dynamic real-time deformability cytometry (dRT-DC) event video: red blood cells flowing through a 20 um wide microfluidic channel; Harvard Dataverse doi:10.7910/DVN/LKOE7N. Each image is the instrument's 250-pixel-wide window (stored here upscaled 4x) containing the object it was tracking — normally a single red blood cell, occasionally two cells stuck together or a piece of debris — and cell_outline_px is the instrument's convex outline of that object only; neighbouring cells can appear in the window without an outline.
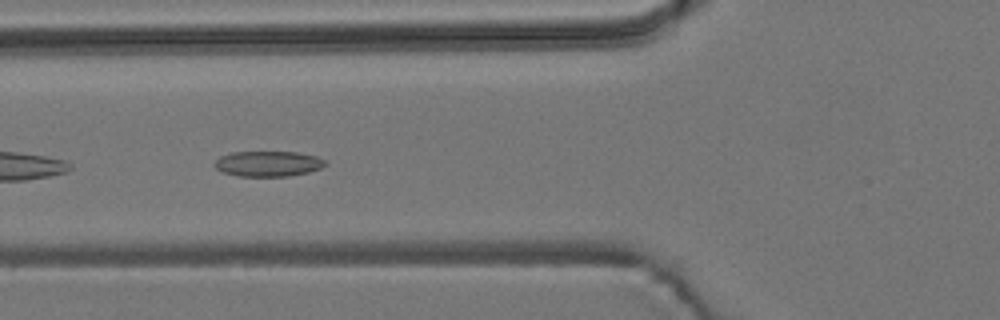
{"species": "common noctule bat (a hibernating species)", "species_latin": "Nyctalus noctula", "temperature_condition": "room temperature", "stored_images_in_passage": 18, "camera_frame_rate_fps": 3000, "um_per_image_px": 0.085, "animal": {"sex": "male", "body_mass_g": 19.2, "forearm_length_mm": 51.8}, "frame": {"image": 1, "passage_image": 6, "time_ms": 1.667, "image_size_px": [1000, 320], "cell_outline_px": [[328, 164], [320, 168], [308, 172], [288, 176], [236, 176], [224, 172], [216, 168], [212, 164], [220, 156], [232, 152], [296, 152], [316, 156], [328, 160]], "centroid_in_image_um": [22.8, 13.91], "position_along_channel_um": 103.0, "area_um2": 16.47}}
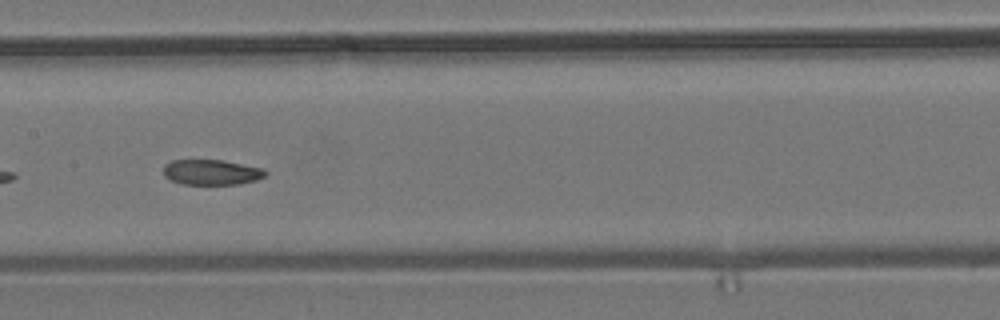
{"frame": {"image": 2, "passage_image": 13, "time_ms": 4.0, "image_size_px": [1000, 320], "cell_outline_px": [[268, 172], [264, 176], [256, 180], [240, 184], [180, 184], [164, 176], [164, 164], [172, 160], [224, 160], [264, 168]], "centroid_in_image_um": [17.99, 14.63], "position_along_channel_um": 189.4, "area_um2": 15.14}}
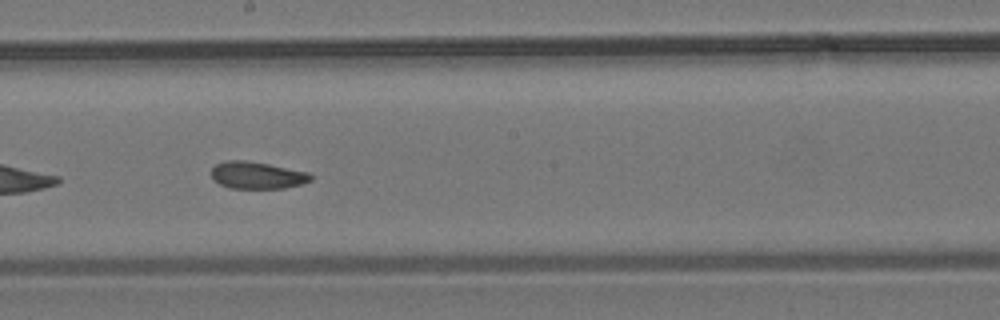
{"frame": {"image": 3, "passage_image": 16, "time_ms": 5.0, "image_size_px": [1000, 320], "cell_outline_px": [[312, 180], [300, 184], [284, 188], [228, 188], [212, 180], [212, 168], [216, 164], [224, 160], [244, 160], [268, 164], [308, 172], [312, 176]], "centroid_in_image_um": [21.82, 14.89], "position_along_channel_um": 226.4, "area_um2": 15.66}}